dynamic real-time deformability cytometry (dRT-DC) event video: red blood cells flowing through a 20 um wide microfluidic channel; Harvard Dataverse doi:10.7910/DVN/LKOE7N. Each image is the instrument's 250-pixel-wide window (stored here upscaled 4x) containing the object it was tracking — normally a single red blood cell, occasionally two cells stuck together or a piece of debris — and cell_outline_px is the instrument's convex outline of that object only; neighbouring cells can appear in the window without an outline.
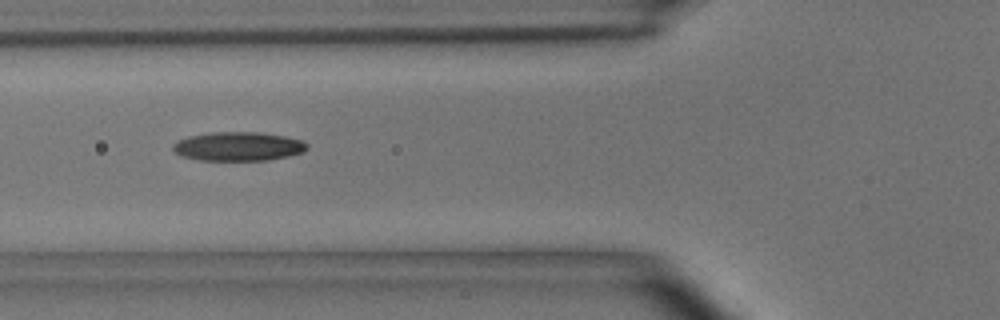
{"species": "common noctule bat (a hibernating species)", "species_latin": "Nyctalus noctula", "temperature_condition": "room temperature", "stored_images_in_passage": 35, "camera_frame_rate_fps": 3000, "um_per_image_px": 0.085, "animal": {"sex": "male", "body_mass_g": 15.6}, "frame": {"image": 1, "passage_image": 6, "time_ms": 1.667, "image_size_px": [1000, 320], "cell_outline_px": [[308, 148], [304, 152], [288, 156], [268, 160], [200, 160], [180, 156], [172, 148], [172, 144], [176, 140], [188, 136], [212, 132], [256, 132], [284, 136], [304, 140], [308, 144]], "centroid_in_image_um": [20.25, 12.44], "position_along_channel_um": 105.6, "area_um2": 22.77}}
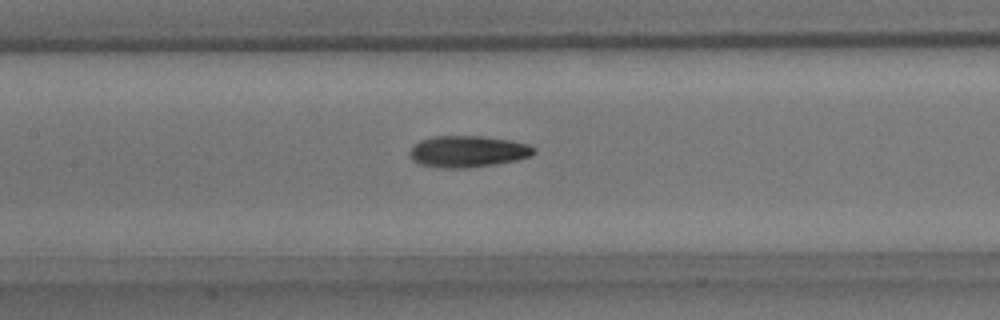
{"frame": {"image": 2, "passage_image": 11, "time_ms": 3.333, "image_size_px": [1000, 320], "cell_outline_px": [[536, 152], [532, 156], [516, 160], [496, 164], [468, 168], [440, 168], [416, 164], [412, 160], [408, 152], [412, 144], [420, 140], [432, 136], [484, 136], [512, 140], [528, 144], [536, 148]], "centroid_in_image_um": [39.74, 12.87], "position_along_channel_um": 167.7, "area_um2": 23.35}}
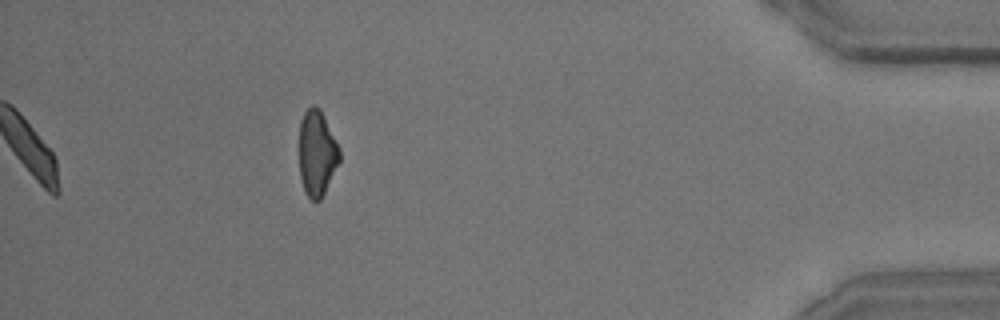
{"frame": {"image": 3, "passage_image": 35, "time_ms": 11.333, "image_size_px": [1000, 320], "cell_outline_px": [[340, 160], [320, 200], [312, 200], [304, 192], [300, 176], [300, 120], [304, 112], [312, 104], [320, 108], [340, 148]], "centroid_in_image_um": [26.94, 12.99], "position_along_channel_um": 408.3, "area_um2": 20.0}, "authors_computed_cell_mechanics": {"area_um2": 21.7906, "velocity_mm_per_s": 3.6871, "shape_relaxation_time_tau1_ms": 4.6905, "shape_relaxation_time_tau2_ms": 4.1437, "deformation_change_tau1": 0.159, "deformation_change_tau2": 0.1152}}